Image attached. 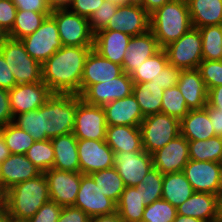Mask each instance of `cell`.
<instances>
[{
	"instance_id": "cell-67",
	"label": "cell",
	"mask_w": 222,
	"mask_h": 222,
	"mask_svg": "<svg viewBox=\"0 0 222 222\" xmlns=\"http://www.w3.org/2000/svg\"><path fill=\"white\" fill-rule=\"evenodd\" d=\"M108 1L117 3L119 5H126V0H108Z\"/></svg>"
},
{
	"instance_id": "cell-22",
	"label": "cell",
	"mask_w": 222,
	"mask_h": 222,
	"mask_svg": "<svg viewBox=\"0 0 222 222\" xmlns=\"http://www.w3.org/2000/svg\"><path fill=\"white\" fill-rule=\"evenodd\" d=\"M160 49L157 39L150 30L142 35L132 36L125 51L123 72L131 75L146 59Z\"/></svg>"
},
{
	"instance_id": "cell-20",
	"label": "cell",
	"mask_w": 222,
	"mask_h": 222,
	"mask_svg": "<svg viewBox=\"0 0 222 222\" xmlns=\"http://www.w3.org/2000/svg\"><path fill=\"white\" fill-rule=\"evenodd\" d=\"M123 73V68L102 57L92 49L88 54L80 83V96L93 84L112 80Z\"/></svg>"
},
{
	"instance_id": "cell-65",
	"label": "cell",
	"mask_w": 222,
	"mask_h": 222,
	"mask_svg": "<svg viewBox=\"0 0 222 222\" xmlns=\"http://www.w3.org/2000/svg\"><path fill=\"white\" fill-rule=\"evenodd\" d=\"M8 38L7 32H5L1 27H0V49L2 45L4 44L5 40Z\"/></svg>"
},
{
	"instance_id": "cell-59",
	"label": "cell",
	"mask_w": 222,
	"mask_h": 222,
	"mask_svg": "<svg viewBox=\"0 0 222 222\" xmlns=\"http://www.w3.org/2000/svg\"><path fill=\"white\" fill-rule=\"evenodd\" d=\"M46 1L52 10L68 8L73 2V0H46Z\"/></svg>"
},
{
	"instance_id": "cell-2",
	"label": "cell",
	"mask_w": 222,
	"mask_h": 222,
	"mask_svg": "<svg viewBox=\"0 0 222 222\" xmlns=\"http://www.w3.org/2000/svg\"><path fill=\"white\" fill-rule=\"evenodd\" d=\"M49 201L48 181L44 173L36 178L20 182L6 191L9 220L26 222Z\"/></svg>"
},
{
	"instance_id": "cell-36",
	"label": "cell",
	"mask_w": 222,
	"mask_h": 222,
	"mask_svg": "<svg viewBox=\"0 0 222 222\" xmlns=\"http://www.w3.org/2000/svg\"><path fill=\"white\" fill-rule=\"evenodd\" d=\"M90 176L105 196L116 204L119 202L126 186L114 167L93 172Z\"/></svg>"
},
{
	"instance_id": "cell-15",
	"label": "cell",
	"mask_w": 222,
	"mask_h": 222,
	"mask_svg": "<svg viewBox=\"0 0 222 222\" xmlns=\"http://www.w3.org/2000/svg\"><path fill=\"white\" fill-rule=\"evenodd\" d=\"M44 174L48 181L50 201L62 207L74 206L80 188L81 173L52 168Z\"/></svg>"
},
{
	"instance_id": "cell-1",
	"label": "cell",
	"mask_w": 222,
	"mask_h": 222,
	"mask_svg": "<svg viewBox=\"0 0 222 222\" xmlns=\"http://www.w3.org/2000/svg\"><path fill=\"white\" fill-rule=\"evenodd\" d=\"M92 49L63 46L42 64V81L53 93L80 95L84 64Z\"/></svg>"
},
{
	"instance_id": "cell-13",
	"label": "cell",
	"mask_w": 222,
	"mask_h": 222,
	"mask_svg": "<svg viewBox=\"0 0 222 222\" xmlns=\"http://www.w3.org/2000/svg\"><path fill=\"white\" fill-rule=\"evenodd\" d=\"M133 80L130 75L123 72L112 80L91 85L81 98L88 104L105 106L114 100L127 97L133 92Z\"/></svg>"
},
{
	"instance_id": "cell-44",
	"label": "cell",
	"mask_w": 222,
	"mask_h": 222,
	"mask_svg": "<svg viewBox=\"0 0 222 222\" xmlns=\"http://www.w3.org/2000/svg\"><path fill=\"white\" fill-rule=\"evenodd\" d=\"M177 209L164 199L154 201L145 207L141 222H173Z\"/></svg>"
},
{
	"instance_id": "cell-25",
	"label": "cell",
	"mask_w": 222,
	"mask_h": 222,
	"mask_svg": "<svg viewBox=\"0 0 222 222\" xmlns=\"http://www.w3.org/2000/svg\"><path fill=\"white\" fill-rule=\"evenodd\" d=\"M131 37L120 31L100 30L94 34L93 49L102 57L122 66Z\"/></svg>"
},
{
	"instance_id": "cell-49",
	"label": "cell",
	"mask_w": 222,
	"mask_h": 222,
	"mask_svg": "<svg viewBox=\"0 0 222 222\" xmlns=\"http://www.w3.org/2000/svg\"><path fill=\"white\" fill-rule=\"evenodd\" d=\"M17 8L12 0L0 1V27L9 32L15 22Z\"/></svg>"
},
{
	"instance_id": "cell-47",
	"label": "cell",
	"mask_w": 222,
	"mask_h": 222,
	"mask_svg": "<svg viewBox=\"0 0 222 222\" xmlns=\"http://www.w3.org/2000/svg\"><path fill=\"white\" fill-rule=\"evenodd\" d=\"M62 211V206L49 201L43 204L26 222H57Z\"/></svg>"
},
{
	"instance_id": "cell-46",
	"label": "cell",
	"mask_w": 222,
	"mask_h": 222,
	"mask_svg": "<svg viewBox=\"0 0 222 222\" xmlns=\"http://www.w3.org/2000/svg\"><path fill=\"white\" fill-rule=\"evenodd\" d=\"M197 70L207 90L222 85V60H202Z\"/></svg>"
},
{
	"instance_id": "cell-29",
	"label": "cell",
	"mask_w": 222,
	"mask_h": 222,
	"mask_svg": "<svg viewBox=\"0 0 222 222\" xmlns=\"http://www.w3.org/2000/svg\"><path fill=\"white\" fill-rule=\"evenodd\" d=\"M180 134L188 141L208 140L215 131L205 109L189 110L180 120Z\"/></svg>"
},
{
	"instance_id": "cell-48",
	"label": "cell",
	"mask_w": 222,
	"mask_h": 222,
	"mask_svg": "<svg viewBox=\"0 0 222 222\" xmlns=\"http://www.w3.org/2000/svg\"><path fill=\"white\" fill-rule=\"evenodd\" d=\"M180 69L176 68L171 64H167L164 69H162L159 74L154 77L151 81L153 84L162 86V89H168L173 86H176L179 78Z\"/></svg>"
},
{
	"instance_id": "cell-31",
	"label": "cell",
	"mask_w": 222,
	"mask_h": 222,
	"mask_svg": "<svg viewBox=\"0 0 222 222\" xmlns=\"http://www.w3.org/2000/svg\"><path fill=\"white\" fill-rule=\"evenodd\" d=\"M195 191L183 172L164 174L162 185V199L178 207L184 203Z\"/></svg>"
},
{
	"instance_id": "cell-18",
	"label": "cell",
	"mask_w": 222,
	"mask_h": 222,
	"mask_svg": "<svg viewBox=\"0 0 222 222\" xmlns=\"http://www.w3.org/2000/svg\"><path fill=\"white\" fill-rule=\"evenodd\" d=\"M182 172L195 192L216 194L221 189L219 162L189 160Z\"/></svg>"
},
{
	"instance_id": "cell-8",
	"label": "cell",
	"mask_w": 222,
	"mask_h": 222,
	"mask_svg": "<svg viewBox=\"0 0 222 222\" xmlns=\"http://www.w3.org/2000/svg\"><path fill=\"white\" fill-rule=\"evenodd\" d=\"M169 64L180 70L197 69L202 56V38L199 28L192 27L178 40L164 48Z\"/></svg>"
},
{
	"instance_id": "cell-4",
	"label": "cell",
	"mask_w": 222,
	"mask_h": 222,
	"mask_svg": "<svg viewBox=\"0 0 222 222\" xmlns=\"http://www.w3.org/2000/svg\"><path fill=\"white\" fill-rule=\"evenodd\" d=\"M78 95L54 93L41 106L42 133L51 139L73 133Z\"/></svg>"
},
{
	"instance_id": "cell-17",
	"label": "cell",
	"mask_w": 222,
	"mask_h": 222,
	"mask_svg": "<svg viewBox=\"0 0 222 222\" xmlns=\"http://www.w3.org/2000/svg\"><path fill=\"white\" fill-rule=\"evenodd\" d=\"M103 30L120 31L130 36H138L150 30V14L137 5H120Z\"/></svg>"
},
{
	"instance_id": "cell-27",
	"label": "cell",
	"mask_w": 222,
	"mask_h": 222,
	"mask_svg": "<svg viewBox=\"0 0 222 222\" xmlns=\"http://www.w3.org/2000/svg\"><path fill=\"white\" fill-rule=\"evenodd\" d=\"M176 209L177 214L183 216L198 218L203 222H218L215 194L194 192Z\"/></svg>"
},
{
	"instance_id": "cell-12",
	"label": "cell",
	"mask_w": 222,
	"mask_h": 222,
	"mask_svg": "<svg viewBox=\"0 0 222 222\" xmlns=\"http://www.w3.org/2000/svg\"><path fill=\"white\" fill-rule=\"evenodd\" d=\"M74 207L80 208L89 217L116 212V203L103 194L90 175L82 173Z\"/></svg>"
},
{
	"instance_id": "cell-32",
	"label": "cell",
	"mask_w": 222,
	"mask_h": 222,
	"mask_svg": "<svg viewBox=\"0 0 222 222\" xmlns=\"http://www.w3.org/2000/svg\"><path fill=\"white\" fill-rule=\"evenodd\" d=\"M163 92L162 86L153 84L152 81L134 83L132 93L144 117L161 112Z\"/></svg>"
},
{
	"instance_id": "cell-24",
	"label": "cell",
	"mask_w": 222,
	"mask_h": 222,
	"mask_svg": "<svg viewBox=\"0 0 222 222\" xmlns=\"http://www.w3.org/2000/svg\"><path fill=\"white\" fill-rule=\"evenodd\" d=\"M190 110L204 109L208 90L197 69L181 70L176 84Z\"/></svg>"
},
{
	"instance_id": "cell-19",
	"label": "cell",
	"mask_w": 222,
	"mask_h": 222,
	"mask_svg": "<svg viewBox=\"0 0 222 222\" xmlns=\"http://www.w3.org/2000/svg\"><path fill=\"white\" fill-rule=\"evenodd\" d=\"M153 167L163 175L168 173L182 172L190 160L188 140L178 135L161 149L152 154Z\"/></svg>"
},
{
	"instance_id": "cell-53",
	"label": "cell",
	"mask_w": 222,
	"mask_h": 222,
	"mask_svg": "<svg viewBox=\"0 0 222 222\" xmlns=\"http://www.w3.org/2000/svg\"><path fill=\"white\" fill-rule=\"evenodd\" d=\"M14 116L10 109L8 90L0 88V128L13 122Z\"/></svg>"
},
{
	"instance_id": "cell-38",
	"label": "cell",
	"mask_w": 222,
	"mask_h": 222,
	"mask_svg": "<svg viewBox=\"0 0 222 222\" xmlns=\"http://www.w3.org/2000/svg\"><path fill=\"white\" fill-rule=\"evenodd\" d=\"M204 60H222V25L199 28Z\"/></svg>"
},
{
	"instance_id": "cell-43",
	"label": "cell",
	"mask_w": 222,
	"mask_h": 222,
	"mask_svg": "<svg viewBox=\"0 0 222 222\" xmlns=\"http://www.w3.org/2000/svg\"><path fill=\"white\" fill-rule=\"evenodd\" d=\"M13 123L23 131L29 133L34 141L50 139L46 133H42L41 107L37 110H30L29 112L16 115Z\"/></svg>"
},
{
	"instance_id": "cell-64",
	"label": "cell",
	"mask_w": 222,
	"mask_h": 222,
	"mask_svg": "<svg viewBox=\"0 0 222 222\" xmlns=\"http://www.w3.org/2000/svg\"><path fill=\"white\" fill-rule=\"evenodd\" d=\"M6 205V191L1 185L0 182V206Z\"/></svg>"
},
{
	"instance_id": "cell-41",
	"label": "cell",
	"mask_w": 222,
	"mask_h": 222,
	"mask_svg": "<svg viewBox=\"0 0 222 222\" xmlns=\"http://www.w3.org/2000/svg\"><path fill=\"white\" fill-rule=\"evenodd\" d=\"M25 155L42 173L53 168L55 154L51 139L35 141Z\"/></svg>"
},
{
	"instance_id": "cell-50",
	"label": "cell",
	"mask_w": 222,
	"mask_h": 222,
	"mask_svg": "<svg viewBox=\"0 0 222 222\" xmlns=\"http://www.w3.org/2000/svg\"><path fill=\"white\" fill-rule=\"evenodd\" d=\"M103 2L104 0H73L68 9L73 13L89 19L92 13L98 10Z\"/></svg>"
},
{
	"instance_id": "cell-33",
	"label": "cell",
	"mask_w": 222,
	"mask_h": 222,
	"mask_svg": "<svg viewBox=\"0 0 222 222\" xmlns=\"http://www.w3.org/2000/svg\"><path fill=\"white\" fill-rule=\"evenodd\" d=\"M145 207L139 191L134 186H126L116 204V212L123 222H141Z\"/></svg>"
},
{
	"instance_id": "cell-6",
	"label": "cell",
	"mask_w": 222,
	"mask_h": 222,
	"mask_svg": "<svg viewBox=\"0 0 222 222\" xmlns=\"http://www.w3.org/2000/svg\"><path fill=\"white\" fill-rule=\"evenodd\" d=\"M140 129L143 149L152 155L180 135V121L160 112L146 116Z\"/></svg>"
},
{
	"instance_id": "cell-45",
	"label": "cell",
	"mask_w": 222,
	"mask_h": 222,
	"mask_svg": "<svg viewBox=\"0 0 222 222\" xmlns=\"http://www.w3.org/2000/svg\"><path fill=\"white\" fill-rule=\"evenodd\" d=\"M119 6L117 3L104 0L99 9L92 13L88 19L91 32L96 34L105 29Z\"/></svg>"
},
{
	"instance_id": "cell-5",
	"label": "cell",
	"mask_w": 222,
	"mask_h": 222,
	"mask_svg": "<svg viewBox=\"0 0 222 222\" xmlns=\"http://www.w3.org/2000/svg\"><path fill=\"white\" fill-rule=\"evenodd\" d=\"M0 53L9 65L17 85L42 81V64L26 52L21 40L8 37L2 45Z\"/></svg>"
},
{
	"instance_id": "cell-58",
	"label": "cell",
	"mask_w": 222,
	"mask_h": 222,
	"mask_svg": "<svg viewBox=\"0 0 222 222\" xmlns=\"http://www.w3.org/2000/svg\"><path fill=\"white\" fill-rule=\"evenodd\" d=\"M89 222H123L117 212L110 215H99L90 217Z\"/></svg>"
},
{
	"instance_id": "cell-14",
	"label": "cell",
	"mask_w": 222,
	"mask_h": 222,
	"mask_svg": "<svg viewBox=\"0 0 222 222\" xmlns=\"http://www.w3.org/2000/svg\"><path fill=\"white\" fill-rule=\"evenodd\" d=\"M10 109L15 117L18 114L37 110L54 94L43 82L19 84L8 91Z\"/></svg>"
},
{
	"instance_id": "cell-68",
	"label": "cell",
	"mask_w": 222,
	"mask_h": 222,
	"mask_svg": "<svg viewBox=\"0 0 222 222\" xmlns=\"http://www.w3.org/2000/svg\"><path fill=\"white\" fill-rule=\"evenodd\" d=\"M220 183L222 188V162L220 163Z\"/></svg>"
},
{
	"instance_id": "cell-7",
	"label": "cell",
	"mask_w": 222,
	"mask_h": 222,
	"mask_svg": "<svg viewBox=\"0 0 222 222\" xmlns=\"http://www.w3.org/2000/svg\"><path fill=\"white\" fill-rule=\"evenodd\" d=\"M56 21L63 46L94 47V34L89 21L68 8L53 9L50 14Z\"/></svg>"
},
{
	"instance_id": "cell-28",
	"label": "cell",
	"mask_w": 222,
	"mask_h": 222,
	"mask_svg": "<svg viewBox=\"0 0 222 222\" xmlns=\"http://www.w3.org/2000/svg\"><path fill=\"white\" fill-rule=\"evenodd\" d=\"M54 147L53 168L64 171L80 172L77 138L68 133L51 138Z\"/></svg>"
},
{
	"instance_id": "cell-52",
	"label": "cell",
	"mask_w": 222,
	"mask_h": 222,
	"mask_svg": "<svg viewBox=\"0 0 222 222\" xmlns=\"http://www.w3.org/2000/svg\"><path fill=\"white\" fill-rule=\"evenodd\" d=\"M17 10H27L33 12H51L46 0H12Z\"/></svg>"
},
{
	"instance_id": "cell-23",
	"label": "cell",
	"mask_w": 222,
	"mask_h": 222,
	"mask_svg": "<svg viewBox=\"0 0 222 222\" xmlns=\"http://www.w3.org/2000/svg\"><path fill=\"white\" fill-rule=\"evenodd\" d=\"M103 109L107 125L140 126L145 118L133 93L106 104Z\"/></svg>"
},
{
	"instance_id": "cell-42",
	"label": "cell",
	"mask_w": 222,
	"mask_h": 222,
	"mask_svg": "<svg viewBox=\"0 0 222 222\" xmlns=\"http://www.w3.org/2000/svg\"><path fill=\"white\" fill-rule=\"evenodd\" d=\"M189 110L177 85L164 90L161 104L162 113L180 121Z\"/></svg>"
},
{
	"instance_id": "cell-10",
	"label": "cell",
	"mask_w": 222,
	"mask_h": 222,
	"mask_svg": "<svg viewBox=\"0 0 222 222\" xmlns=\"http://www.w3.org/2000/svg\"><path fill=\"white\" fill-rule=\"evenodd\" d=\"M107 126L103 107L88 104L78 95L73 135L77 139L106 140Z\"/></svg>"
},
{
	"instance_id": "cell-35",
	"label": "cell",
	"mask_w": 222,
	"mask_h": 222,
	"mask_svg": "<svg viewBox=\"0 0 222 222\" xmlns=\"http://www.w3.org/2000/svg\"><path fill=\"white\" fill-rule=\"evenodd\" d=\"M190 160L222 162V137L188 141Z\"/></svg>"
},
{
	"instance_id": "cell-3",
	"label": "cell",
	"mask_w": 222,
	"mask_h": 222,
	"mask_svg": "<svg viewBox=\"0 0 222 222\" xmlns=\"http://www.w3.org/2000/svg\"><path fill=\"white\" fill-rule=\"evenodd\" d=\"M192 27L186 0H170L150 14V31L161 49L178 40Z\"/></svg>"
},
{
	"instance_id": "cell-60",
	"label": "cell",
	"mask_w": 222,
	"mask_h": 222,
	"mask_svg": "<svg viewBox=\"0 0 222 222\" xmlns=\"http://www.w3.org/2000/svg\"><path fill=\"white\" fill-rule=\"evenodd\" d=\"M11 155L10 150L8 149L5 141L0 133V163H2L6 158Z\"/></svg>"
},
{
	"instance_id": "cell-40",
	"label": "cell",
	"mask_w": 222,
	"mask_h": 222,
	"mask_svg": "<svg viewBox=\"0 0 222 222\" xmlns=\"http://www.w3.org/2000/svg\"><path fill=\"white\" fill-rule=\"evenodd\" d=\"M163 177L164 175L153 167L144 176L142 183L134 186L139 191L142 201L146 206L162 199Z\"/></svg>"
},
{
	"instance_id": "cell-54",
	"label": "cell",
	"mask_w": 222,
	"mask_h": 222,
	"mask_svg": "<svg viewBox=\"0 0 222 222\" xmlns=\"http://www.w3.org/2000/svg\"><path fill=\"white\" fill-rule=\"evenodd\" d=\"M16 85L14 75L9 69V65L6 63L3 55L0 53V88L9 91Z\"/></svg>"
},
{
	"instance_id": "cell-26",
	"label": "cell",
	"mask_w": 222,
	"mask_h": 222,
	"mask_svg": "<svg viewBox=\"0 0 222 222\" xmlns=\"http://www.w3.org/2000/svg\"><path fill=\"white\" fill-rule=\"evenodd\" d=\"M105 141L114 153L143 150L140 126L108 125Z\"/></svg>"
},
{
	"instance_id": "cell-30",
	"label": "cell",
	"mask_w": 222,
	"mask_h": 222,
	"mask_svg": "<svg viewBox=\"0 0 222 222\" xmlns=\"http://www.w3.org/2000/svg\"><path fill=\"white\" fill-rule=\"evenodd\" d=\"M192 26L222 25V0H186Z\"/></svg>"
},
{
	"instance_id": "cell-57",
	"label": "cell",
	"mask_w": 222,
	"mask_h": 222,
	"mask_svg": "<svg viewBox=\"0 0 222 222\" xmlns=\"http://www.w3.org/2000/svg\"><path fill=\"white\" fill-rule=\"evenodd\" d=\"M170 0H143V8L149 13H153L156 9L162 7Z\"/></svg>"
},
{
	"instance_id": "cell-37",
	"label": "cell",
	"mask_w": 222,
	"mask_h": 222,
	"mask_svg": "<svg viewBox=\"0 0 222 222\" xmlns=\"http://www.w3.org/2000/svg\"><path fill=\"white\" fill-rule=\"evenodd\" d=\"M0 133L11 154H26L35 142L33 137L13 122L0 128Z\"/></svg>"
},
{
	"instance_id": "cell-62",
	"label": "cell",
	"mask_w": 222,
	"mask_h": 222,
	"mask_svg": "<svg viewBox=\"0 0 222 222\" xmlns=\"http://www.w3.org/2000/svg\"><path fill=\"white\" fill-rule=\"evenodd\" d=\"M173 222H203V221L198 218L177 214Z\"/></svg>"
},
{
	"instance_id": "cell-34",
	"label": "cell",
	"mask_w": 222,
	"mask_h": 222,
	"mask_svg": "<svg viewBox=\"0 0 222 222\" xmlns=\"http://www.w3.org/2000/svg\"><path fill=\"white\" fill-rule=\"evenodd\" d=\"M51 12H33L17 10L12 29L7 33L9 38L21 40L35 32Z\"/></svg>"
},
{
	"instance_id": "cell-9",
	"label": "cell",
	"mask_w": 222,
	"mask_h": 222,
	"mask_svg": "<svg viewBox=\"0 0 222 222\" xmlns=\"http://www.w3.org/2000/svg\"><path fill=\"white\" fill-rule=\"evenodd\" d=\"M26 52L43 64L57 50L63 47L55 19L49 15L32 34L21 39Z\"/></svg>"
},
{
	"instance_id": "cell-63",
	"label": "cell",
	"mask_w": 222,
	"mask_h": 222,
	"mask_svg": "<svg viewBox=\"0 0 222 222\" xmlns=\"http://www.w3.org/2000/svg\"><path fill=\"white\" fill-rule=\"evenodd\" d=\"M9 220L6 205L0 206V222H7Z\"/></svg>"
},
{
	"instance_id": "cell-16",
	"label": "cell",
	"mask_w": 222,
	"mask_h": 222,
	"mask_svg": "<svg viewBox=\"0 0 222 222\" xmlns=\"http://www.w3.org/2000/svg\"><path fill=\"white\" fill-rule=\"evenodd\" d=\"M114 168L125 186H137L142 183L144 176L153 168V158L144 149L139 152L115 153Z\"/></svg>"
},
{
	"instance_id": "cell-61",
	"label": "cell",
	"mask_w": 222,
	"mask_h": 222,
	"mask_svg": "<svg viewBox=\"0 0 222 222\" xmlns=\"http://www.w3.org/2000/svg\"><path fill=\"white\" fill-rule=\"evenodd\" d=\"M218 221L222 218V188L215 194Z\"/></svg>"
},
{
	"instance_id": "cell-21",
	"label": "cell",
	"mask_w": 222,
	"mask_h": 222,
	"mask_svg": "<svg viewBox=\"0 0 222 222\" xmlns=\"http://www.w3.org/2000/svg\"><path fill=\"white\" fill-rule=\"evenodd\" d=\"M41 173L24 154H11L0 163V182L5 191Z\"/></svg>"
},
{
	"instance_id": "cell-55",
	"label": "cell",
	"mask_w": 222,
	"mask_h": 222,
	"mask_svg": "<svg viewBox=\"0 0 222 222\" xmlns=\"http://www.w3.org/2000/svg\"><path fill=\"white\" fill-rule=\"evenodd\" d=\"M207 111L212 127L215 131V136L222 137V112L219 109L209 106L204 107Z\"/></svg>"
},
{
	"instance_id": "cell-56",
	"label": "cell",
	"mask_w": 222,
	"mask_h": 222,
	"mask_svg": "<svg viewBox=\"0 0 222 222\" xmlns=\"http://www.w3.org/2000/svg\"><path fill=\"white\" fill-rule=\"evenodd\" d=\"M207 104L222 112V85L208 90Z\"/></svg>"
},
{
	"instance_id": "cell-39",
	"label": "cell",
	"mask_w": 222,
	"mask_h": 222,
	"mask_svg": "<svg viewBox=\"0 0 222 222\" xmlns=\"http://www.w3.org/2000/svg\"><path fill=\"white\" fill-rule=\"evenodd\" d=\"M168 56L164 49H160L156 54L146 59L139 68H136L130 75L133 83H143L151 81L168 64Z\"/></svg>"
},
{
	"instance_id": "cell-51",
	"label": "cell",
	"mask_w": 222,
	"mask_h": 222,
	"mask_svg": "<svg viewBox=\"0 0 222 222\" xmlns=\"http://www.w3.org/2000/svg\"><path fill=\"white\" fill-rule=\"evenodd\" d=\"M90 217L80 208L64 206L57 222H89Z\"/></svg>"
},
{
	"instance_id": "cell-11",
	"label": "cell",
	"mask_w": 222,
	"mask_h": 222,
	"mask_svg": "<svg viewBox=\"0 0 222 222\" xmlns=\"http://www.w3.org/2000/svg\"><path fill=\"white\" fill-rule=\"evenodd\" d=\"M77 149L82 174L114 167L115 153L105 140L77 139Z\"/></svg>"
},
{
	"instance_id": "cell-66",
	"label": "cell",
	"mask_w": 222,
	"mask_h": 222,
	"mask_svg": "<svg viewBox=\"0 0 222 222\" xmlns=\"http://www.w3.org/2000/svg\"><path fill=\"white\" fill-rule=\"evenodd\" d=\"M126 5H137L143 7V0H126Z\"/></svg>"
}]
</instances>
